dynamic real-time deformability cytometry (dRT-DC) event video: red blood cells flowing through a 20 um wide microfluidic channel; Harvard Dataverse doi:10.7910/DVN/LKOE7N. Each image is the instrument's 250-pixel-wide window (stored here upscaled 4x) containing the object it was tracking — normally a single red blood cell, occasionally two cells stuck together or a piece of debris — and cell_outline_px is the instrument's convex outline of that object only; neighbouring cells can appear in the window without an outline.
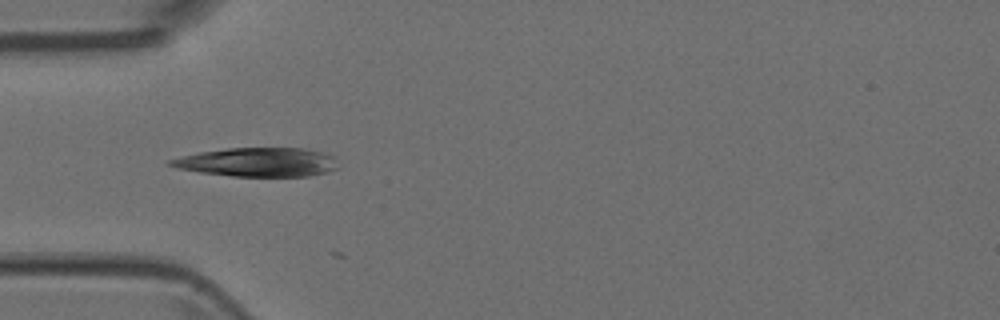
{"species": "Egyptian fruit bat (a non-hibernating species)", "species_latin": "Rousettus aegyptiacus", "temperature_condition": "room temperature", "stored_images_in_passage": 10, "camera_frame_rate_fps": 3000, "um_per_image_px": 0.085, "animal": {"sex": "female"}, "frame": {"image": 1, "passage_image": 3, "time_ms": 0.667, "image_size_px": [1000, 320], "cell_outline_px": [[340, 168], [328, 172], [308, 176], [232, 176], [200, 172], [176, 168], [164, 164], [168, 160], [196, 152], [228, 148], [304, 148], [336, 156]], "centroid_in_image_um": [21.91, 13.78], "position_along_channel_um": 63.1, "area_um2": 28.61}}